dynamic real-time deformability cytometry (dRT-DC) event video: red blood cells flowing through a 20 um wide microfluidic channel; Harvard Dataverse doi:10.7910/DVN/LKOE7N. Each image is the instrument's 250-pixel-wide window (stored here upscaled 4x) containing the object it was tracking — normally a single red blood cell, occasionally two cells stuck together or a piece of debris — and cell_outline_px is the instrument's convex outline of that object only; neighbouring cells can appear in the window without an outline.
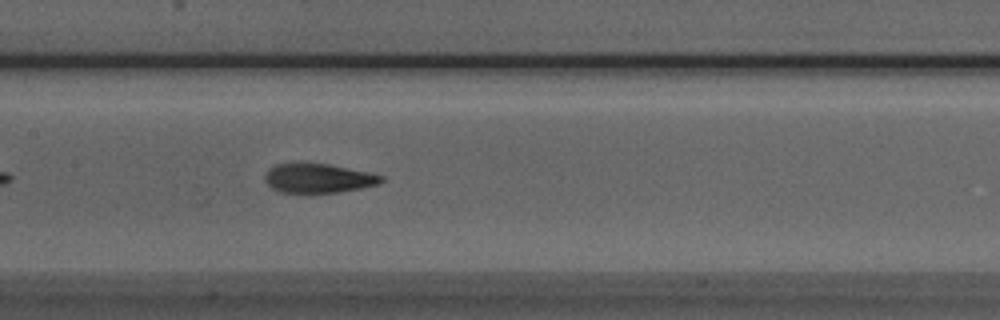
{"species": "Egyptian fruit bat (a non-hibernating species)", "species_latin": "Rousettus aegyptiacus", "temperature_condition": "room temperature", "stored_images_in_passage": 34, "camera_frame_rate_fps": 3000, "um_per_image_px": 0.085, "animal": {"sex": "male"}, "frame": {"image": 1, "passage_image": 12, "time_ms": 3.667, "image_size_px": [1000, 320], "cell_outline_px": [[384, 180], [380, 184], [340, 192], [308, 196], [280, 192], [272, 188], [264, 180], [264, 176], [268, 168], [276, 164], [328, 164], [384, 176]], "centroid_in_image_um": [27.01, 15.21], "position_along_channel_um": 180.4, "area_um2": 20.35}}
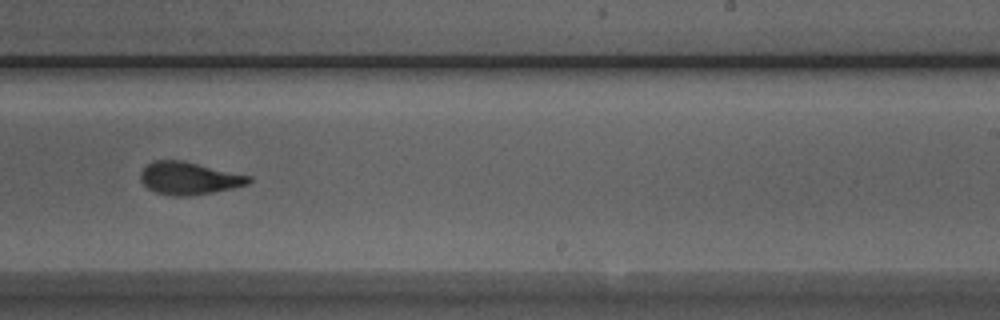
{"frame": {"image": 2, "passage_image": 19, "time_ms": 6.0, "image_size_px": [1000, 320], "cell_outline_px": [[252, 180], [248, 184], [232, 188], [192, 196], [172, 196], [156, 192], [148, 188], [140, 180], [140, 172], [152, 160], [180, 160], [252, 176]], "centroid_in_image_um": [16.05, 15.15], "position_along_channel_um": 272.9, "area_um2": 20.46}}
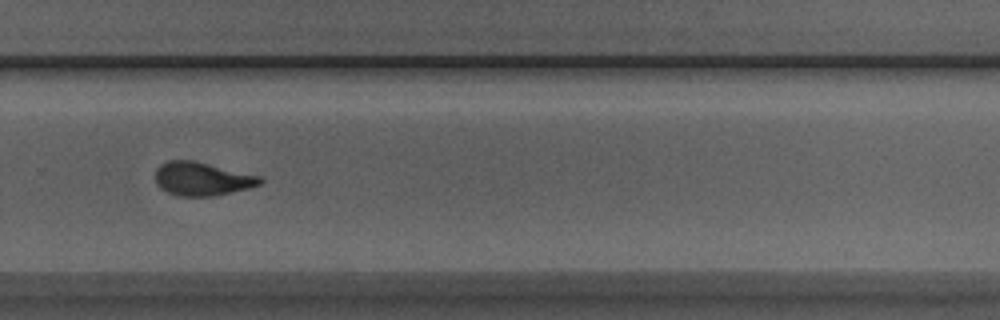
{"frame": {"image": 3, "passage_image": 22, "time_ms": 7.0, "image_size_px": [1000, 320], "cell_outline_px": [[264, 180], [260, 184], [248, 188], [216, 196], [180, 196], [168, 192], [160, 188], [156, 184], [156, 168], [160, 164], [168, 160], [192, 160], [260, 176]], "centroid_in_image_um": [17.15, 15.2], "position_along_channel_um": 312.6, "area_um2": 20.35}, "authors_computed_cell_mechanics": {"area_um2": 20.5479, "velocity_mm_per_s": 3.9871, "shape_relaxation_time_tau1_ms": 3.4152, "shape_relaxation_time_tau2_ms": 1.4669, "deformation_change_tau1": 0.1831, "deformation_change_tau2": 0.0932}}